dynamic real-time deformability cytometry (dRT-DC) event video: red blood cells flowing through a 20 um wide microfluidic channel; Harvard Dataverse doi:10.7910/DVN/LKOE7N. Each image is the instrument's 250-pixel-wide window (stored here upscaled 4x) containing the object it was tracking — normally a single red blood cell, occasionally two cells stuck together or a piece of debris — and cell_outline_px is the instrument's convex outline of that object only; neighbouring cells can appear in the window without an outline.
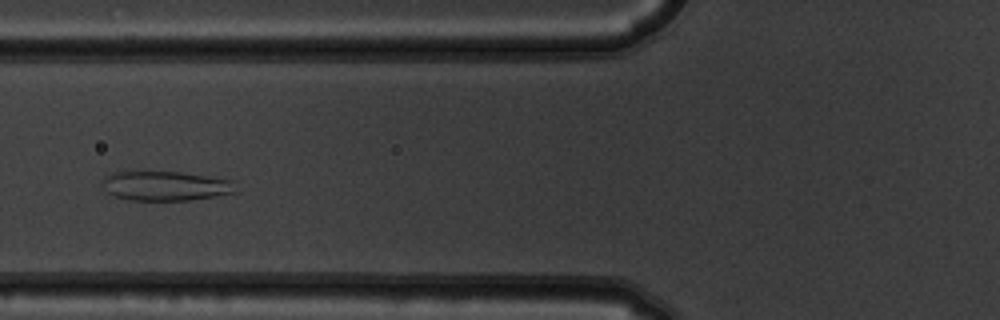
{"species": "common noctule bat (a hibernating species)", "species_latin": "Nyctalus noctula", "temperature_condition": "warm", "stored_images_in_passage": 8, "camera_frame_rate_fps": 3000, "um_per_image_px": 0.085, "animal": {"sex": "male", "body_mass_g": 19.5, "forearm_length_mm": 54.6}, "frame": {"image": 1, "passage_image": 5, "time_ms": 1.333, "image_size_px": [1000, 320], "cell_outline_px": [[236, 192], [188, 200], [128, 200], [116, 196], [108, 192], [100, 180], [104, 176], [112, 172], [180, 172], [228, 180]], "centroid_in_image_um": [13.95, 15.8], "position_along_channel_um": 111.9, "area_um2": 22.31}}
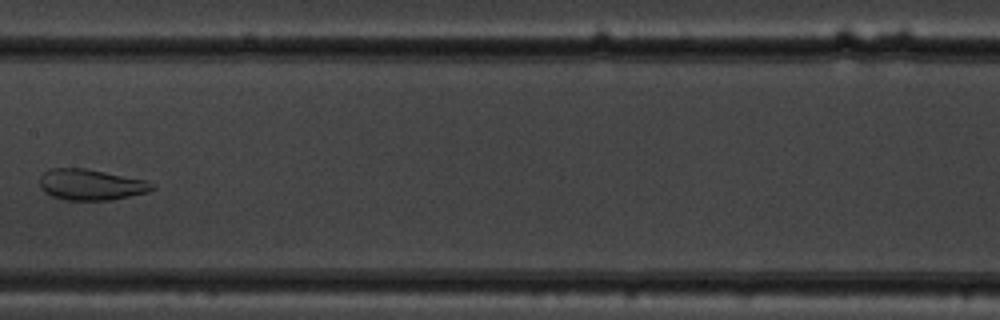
{"frame": {"image": 2, "passage_image": 7, "time_ms": 2.0, "image_size_px": [1000, 320], "cell_outline_px": [[156, 188], [148, 192], [112, 200], [64, 200], [52, 196], [44, 192], [40, 188], [40, 176], [48, 168], [88, 168], [144, 180], [156, 184]], "centroid_in_image_um": [7.72, 15.69], "position_along_channel_um": 199.7, "area_um2": 20.52}}
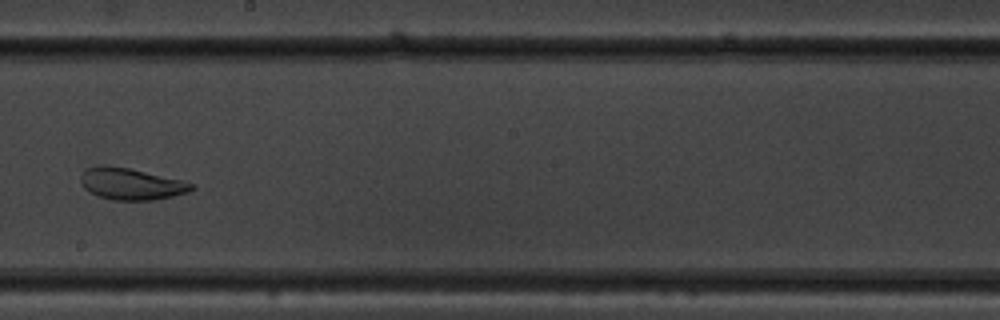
{"frame": {"image": 3, "passage_image": 8, "time_ms": 2.333, "image_size_px": [1000, 320], "cell_outline_px": [[196, 188], [188, 192], [172, 196], [152, 200], [112, 200], [100, 196], [84, 188], [80, 184], [80, 176], [88, 168], [128, 168], [180, 180], [196, 184]], "centroid_in_image_um": [11.21, 15.68], "position_along_channel_um": 237.0, "area_um2": 19.65}}